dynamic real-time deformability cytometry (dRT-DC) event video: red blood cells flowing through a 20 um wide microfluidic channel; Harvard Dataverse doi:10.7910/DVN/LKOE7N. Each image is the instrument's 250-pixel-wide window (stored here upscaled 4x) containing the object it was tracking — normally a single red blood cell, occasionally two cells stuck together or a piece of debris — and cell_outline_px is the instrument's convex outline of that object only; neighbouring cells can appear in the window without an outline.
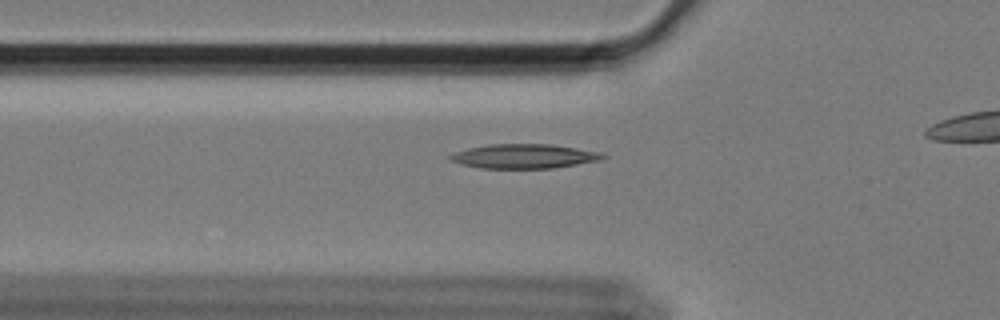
{"species": "Egyptian fruit bat (a non-hibernating species)", "species_latin": "Rousettus aegyptiacus", "temperature_condition": "cold", "stored_images_in_passage": 45, "camera_frame_rate_fps": 3000, "um_per_image_px": 0.085, "animal": {"sex": "female"}, "frame": {"image": 1, "passage_image": 14, "time_ms": 4.333, "image_size_px": [1000, 320], "cell_outline_px": [[608, 156], [600, 160], [552, 168], [480, 168], [464, 164], [452, 160], [448, 156], [456, 152], [468, 148], [488, 144], [552, 144], [604, 152]], "centroid_in_image_um": [44.62, 13.27], "position_along_channel_um": 81.2, "area_um2": 21.56}}
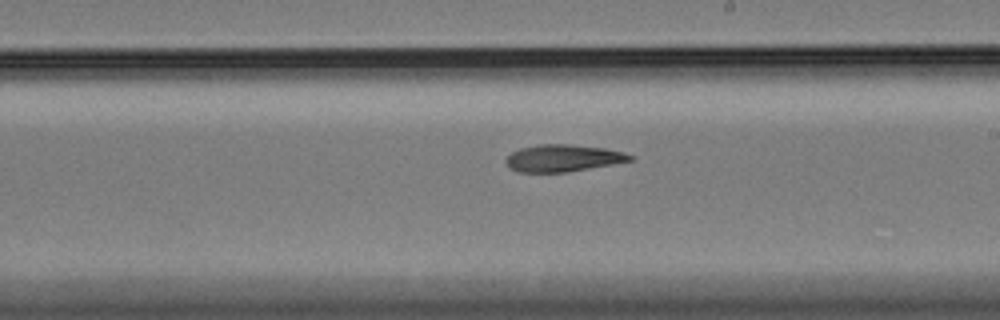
{"frame": {"image": 2, "passage_image": 28, "time_ms": 9.0, "image_size_px": [1000, 320], "cell_outline_px": [[632, 160], [612, 164], [568, 172], [520, 172], [512, 168], [504, 160], [512, 152], [520, 148], [540, 144], [568, 144], [604, 148], [624, 152], [632, 156]], "centroid_in_image_um": [47.85, 13.43], "position_along_channel_um": 241.2, "area_um2": 19.31}}
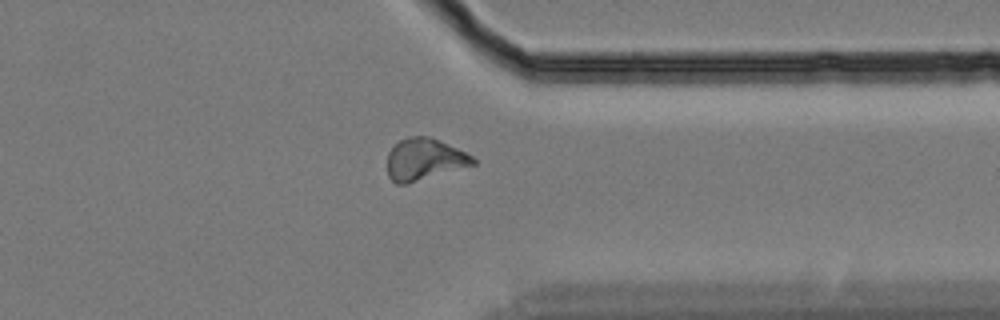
{"frame": {"image": 3, "passage_image": 40, "time_ms": 13.0, "image_size_px": [1000, 320], "cell_outline_px": [[476, 164], [408, 184], [396, 184], [388, 176], [388, 152], [400, 140], [408, 136], [428, 136], [448, 144], [472, 156], [476, 160]], "centroid_in_image_um": [36.06, 13.56], "position_along_channel_um": 375.3, "area_um2": 20.75}}